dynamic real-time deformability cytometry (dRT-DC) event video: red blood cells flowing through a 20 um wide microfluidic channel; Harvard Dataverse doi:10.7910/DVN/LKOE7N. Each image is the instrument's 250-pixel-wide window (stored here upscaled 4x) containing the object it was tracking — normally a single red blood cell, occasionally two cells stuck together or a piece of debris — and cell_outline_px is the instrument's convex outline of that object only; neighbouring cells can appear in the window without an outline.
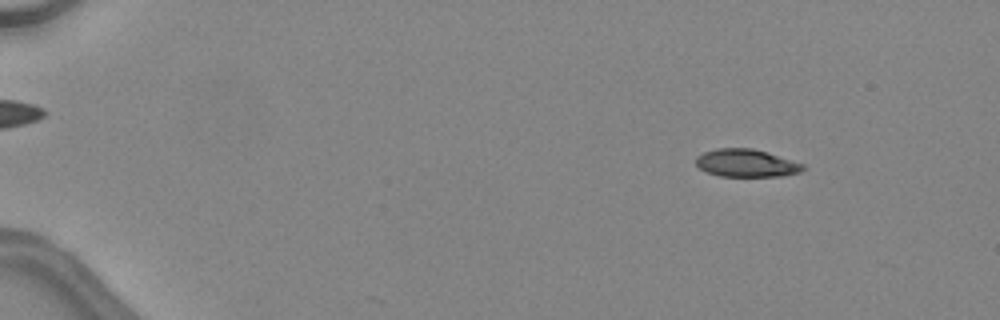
{"species": "common noctule bat (a hibernating species)", "species_latin": "Nyctalus noctula", "temperature_condition": "warm", "stored_images_in_passage": 6, "camera_frame_rate_fps": 3000, "um_per_image_px": 0.085, "animal": {"sex": "female", "body_mass_g": 24.6, "forearm_length_mm": 56.2}, "frame": {"image": 1, "passage_image": 4, "time_ms": 1.0, "image_size_px": [1000, 320], "cell_outline_px": [[804, 168], [800, 172], [780, 176], [720, 176], [708, 172], [700, 168], [696, 164], [696, 156], [704, 152], [716, 148], [752, 148], [768, 152], [804, 164]], "centroid_in_image_um": [63.43, 13.85], "position_along_channel_um": 21.6, "area_um2": 17.22}}